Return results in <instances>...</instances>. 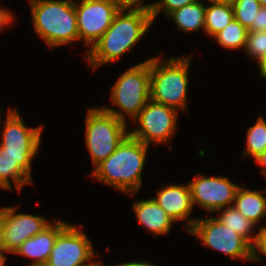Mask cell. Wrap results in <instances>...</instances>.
Here are the masks:
<instances>
[{"instance_id":"cell-17","label":"cell","mask_w":266,"mask_h":266,"mask_svg":"<svg viewBox=\"0 0 266 266\" xmlns=\"http://www.w3.org/2000/svg\"><path fill=\"white\" fill-rule=\"evenodd\" d=\"M33 159L34 157L0 156V185L4 190H13L10 178L19 193L26 184H32Z\"/></svg>"},{"instance_id":"cell-36","label":"cell","mask_w":266,"mask_h":266,"mask_svg":"<svg viewBox=\"0 0 266 266\" xmlns=\"http://www.w3.org/2000/svg\"><path fill=\"white\" fill-rule=\"evenodd\" d=\"M87 266H105V265H102L100 262H92L91 264Z\"/></svg>"},{"instance_id":"cell-4","label":"cell","mask_w":266,"mask_h":266,"mask_svg":"<svg viewBox=\"0 0 266 266\" xmlns=\"http://www.w3.org/2000/svg\"><path fill=\"white\" fill-rule=\"evenodd\" d=\"M191 57L150 58V99L176 110H187L188 70Z\"/></svg>"},{"instance_id":"cell-24","label":"cell","mask_w":266,"mask_h":266,"mask_svg":"<svg viewBox=\"0 0 266 266\" xmlns=\"http://www.w3.org/2000/svg\"><path fill=\"white\" fill-rule=\"evenodd\" d=\"M234 18L247 30L255 22L261 4L258 0H233Z\"/></svg>"},{"instance_id":"cell-38","label":"cell","mask_w":266,"mask_h":266,"mask_svg":"<svg viewBox=\"0 0 266 266\" xmlns=\"http://www.w3.org/2000/svg\"><path fill=\"white\" fill-rule=\"evenodd\" d=\"M31 266H48L47 264H36V265H31Z\"/></svg>"},{"instance_id":"cell-23","label":"cell","mask_w":266,"mask_h":266,"mask_svg":"<svg viewBox=\"0 0 266 266\" xmlns=\"http://www.w3.org/2000/svg\"><path fill=\"white\" fill-rule=\"evenodd\" d=\"M246 150L243 151V158L251 156L255 159L266 150V121L259 116L252 126L247 129Z\"/></svg>"},{"instance_id":"cell-2","label":"cell","mask_w":266,"mask_h":266,"mask_svg":"<svg viewBox=\"0 0 266 266\" xmlns=\"http://www.w3.org/2000/svg\"><path fill=\"white\" fill-rule=\"evenodd\" d=\"M148 147L128 135L111 155L93 168L90 176L133 197L142 186Z\"/></svg>"},{"instance_id":"cell-21","label":"cell","mask_w":266,"mask_h":266,"mask_svg":"<svg viewBox=\"0 0 266 266\" xmlns=\"http://www.w3.org/2000/svg\"><path fill=\"white\" fill-rule=\"evenodd\" d=\"M234 19L232 4L206 5L204 33L213 38Z\"/></svg>"},{"instance_id":"cell-19","label":"cell","mask_w":266,"mask_h":266,"mask_svg":"<svg viewBox=\"0 0 266 266\" xmlns=\"http://www.w3.org/2000/svg\"><path fill=\"white\" fill-rule=\"evenodd\" d=\"M206 5L201 0L187 4L171 12L167 18L173 19L177 28L184 32H197L201 28L204 32Z\"/></svg>"},{"instance_id":"cell-25","label":"cell","mask_w":266,"mask_h":266,"mask_svg":"<svg viewBox=\"0 0 266 266\" xmlns=\"http://www.w3.org/2000/svg\"><path fill=\"white\" fill-rule=\"evenodd\" d=\"M244 51L256 62L266 57V31H248Z\"/></svg>"},{"instance_id":"cell-22","label":"cell","mask_w":266,"mask_h":266,"mask_svg":"<svg viewBox=\"0 0 266 266\" xmlns=\"http://www.w3.org/2000/svg\"><path fill=\"white\" fill-rule=\"evenodd\" d=\"M248 30L242 26L235 18L213 38L223 48L236 50L245 49Z\"/></svg>"},{"instance_id":"cell-6","label":"cell","mask_w":266,"mask_h":266,"mask_svg":"<svg viewBox=\"0 0 266 266\" xmlns=\"http://www.w3.org/2000/svg\"><path fill=\"white\" fill-rule=\"evenodd\" d=\"M85 124V144L94 168L129 135L127 122L117 119L101 107L88 108Z\"/></svg>"},{"instance_id":"cell-11","label":"cell","mask_w":266,"mask_h":266,"mask_svg":"<svg viewBox=\"0 0 266 266\" xmlns=\"http://www.w3.org/2000/svg\"><path fill=\"white\" fill-rule=\"evenodd\" d=\"M80 229L68 224L57 235L46 263L48 266H87L93 262L96 257L93 244Z\"/></svg>"},{"instance_id":"cell-32","label":"cell","mask_w":266,"mask_h":266,"mask_svg":"<svg viewBox=\"0 0 266 266\" xmlns=\"http://www.w3.org/2000/svg\"><path fill=\"white\" fill-rule=\"evenodd\" d=\"M107 266V265H105ZM115 266H155L154 264H152L151 262L148 261H130V262H123V263H119Z\"/></svg>"},{"instance_id":"cell-33","label":"cell","mask_w":266,"mask_h":266,"mask_svg":"<svg viewBox=\"0 0 266 266\" xmlns=\"http://www.w3.org/2000/svg\"><path fill=\"white\" fill-rule=\"evenodd\" d=\"M258 64V67H259V72H260V75L263 77V78H266V57H263L261 60H259L257 62Z\"/></svg>"},{"instance_id":"cell-29","label":"cell","mask_w":266,"mask_h":266,"mask_svg":"<svg viewBox=\"0 0 266 266\" xmlns=\"http://www.w3.org/2000/svg\"><path fill=\"white\" fill-rule=\"evenodd\" d=\"M248 31H266V6H261Z\"/></svg>"},{"instance_id":"cell-3","label":"cell","mask_w":266,"mask_h":266,"mask_svg":"<svg viewBox=\"0 0 266 266\" xmlns=\"http://www.w3.org/2000/svg\"><path fill=\"white\" fill-rule=\"evenodd\" d=\"M33 27L50 48L79 41L74 0H29Z\"/></svg>"},{"instance_id":"cell-8","label":"cell","mask_w":266,"mask_h":266,"mask_svg":"<svg viewBox=\"0 0 266 266\" xmlns=\"http://www.w3.org/2000/svg\"><path fill=\"white\" fill-rule=\"evenodd\" d=\"M178 114V110L149 99L133 120L139 127L129 130V135L148 146L151 142L167 144L176 133Z\"/></svg>"},{"instance_id":"cell-20","label":"cell","mask_w":266,"mask_h":266,"mask_svg":"<svg viewBox=\"0 0 266 266\" xmlns=\"http://www.w3.org/2000/svg\"><path fill=\"white\" fill-rule=\"evenodd\" d=\"M220 211L219 219L226 227L241 235L251 246L255 243L256 234L253 236L256 225L244 217L234 206L226 207Z\"/></svg>"},{"instance_id":"cell-16","label":"cell","mask_w":266,"mask_h":266,"mask_svg":"<svg viewBox=\"0 0 266 266\" xmlns=\"http://www.w3.org/2000/svg\"><path fill=\"white\" fill-rule=\"evenodd\" d=\"M132 210L138 222L154 236L169 234L175 223L153 198L134 201Z\"/></svg>"},{"instance_id":"cell-9","label":"cell","mask_w":266,"mask_h":266,"mask_svg":"<svg viewBox=\"0 0 266 266\" xmlns=\"http://www.w3.org/2000/svg\"><path fill=\"white\" fill-rule=\"evenodd\" d=\"M8 108L0 142V156L35 157L40 149L44 125L26 126L20 113Z\"/></svg>"},{"instance_id":"cell-35","label":"cell","mask_w":266,"mask_h":266,"mask_svg":"<svg viewBox=\"0 0 266 266\" xmlns=\"http://www.w3.org/2000/svg\"><path fill=\"white\" fill-rule=\"evenodd\" d=\"M3 253H5V252H3L2 250L0 251V266H5L4 264H5V261H6V256H5V254H3Z\"/></svg>"},{"instance_id":"cell-7","label":"cell","mask_w":266,"mask_h":266,"mask_svg":"<svg viewBox=\"0 0 266 266\" xmlns=\"http://www.w3.org/2000/svg\"><path fill=\"white\" fill-rule=\"evenodd\" d=\"M188 233L203 245L226 254L230 259L252 261V246L216 217L197 218Z\"/></svg>"},{"instance_id":"cell-1","label":"cell","mask_w":266,"mask_h":266,"mask_svg":"<svg viewBox=\"0 0 266 266\" xmlns=\"http://www.w3.org/2000/svg\"><path fill=\"white\" fill-rule=\"evenodd\" d=\"M153 18L151 12L140 10H119L112 24L101 38L85 53V61L93 69L117 61L143 39Z\"/></svg>"},{"instance_id":"cell-27","label":"cell","mask_w":266,"mask_h":266,"mask_svg":"<svg viewBox=\"0 0 266 266\" xmlns=\"http://www.w3.org/2000/svg\"><path fill=\"white\" fill-rule=\"evenodd\" d=\"M266 257V226H261L256 234L255 243L252 246V262L260 261V254Z\"/></svg>"},{"instance_id":"cell-18","label":"cell","mask_w":266,"mask_h":266,"mask_svg":"<svg viewBox=\"0 0 266 266\" xmlns=\"http://www.w3.org/2000/svg\"><path fill=\"white\" fill-rule=\"evenodd\" d=\"M266 189L250 190L240 186L236 192L233 206L249 221L258 225L266 216Z\"/></svg>"},{"instance_id":"cell-30","label":"cell","mask_w":266,"mask_h":266,"mask_svg":"<svg viewBox=\"0 0 266 266\" xmlns=\"http://www.w3.org/2000/svg\"><path fill=\"white\" fill-rule=\"evenodd\" d=\"M14 17L15 16L12 12H10V10L0 7V32L4 29V27L7 29V26H10Z\"/></svg>"},{"instance_id":"cell-28","label":"cell","mask_w":266,"mask_h":266,"mask_svg":"<svg viewBox=\"0 0 266 266\" xmlns=\"http://www.w3.org/2000/svg\"><path fill=\"white\" fill-rule=\"evenodd\" d=\"M112 1L119 10H140L151 12L153 3L143 4V0H110Z\"/></svg>"},{"instance_id":"cell-5","label":"cell","mask_w":266,"mask_h":266,"mask_svg":"<svg viewBox=\"0 0 266 266\" xmlns=\"http://www.w3.org/2000/svg\"><path fill=\"white\" fill-rule=\"evenodd\" d=\"M110 94V101L119 110L102 108L124 122H127L126 115L133 121L150 99V58L119 76Z\"/></svg>"},{"instance_id":"cell-34","label":"cell","mask_w":266,"mask_h":266,"mask_svg":"<svg viewBox=\"0 0 266 266\" xmlns=\"http://www.w3.org/2000/svg\"><path fill=\"white\" fill-rule=\"evenodd\" d=\"M203 2V0H201ZM211 4H232L233 0H206Z\"/></svg>"},{"instance_id":"cell-39","label":"cell","mask_w":266,"mask_h":266,"mask_svg":"<svg viewBox=\"0 0 266 266\" xmlns=\"http://www.w3.org/2000/svg\"><path fill=\"white\" fill-rule=\"evenodd\" d=\"M2 110H3V109L0 107V119H1V115H2V114H1V113H2ZM0 121H1V120H0ZM0 124H1V123H0ZM0 127H1V126H0ZM0 131H2V130L0 129Z\"/></svg>"},{"instance_id":"cell-12","label":"cell","mask_w":266,"mask_h":266,"mask_svg":"<svg viewBox=\"0 0 266 266\" xmlns=\"http://www.w3.org/2000/svg\"><path fill=\"white\" fill-rule=\"evenodd\" d=\"M79 41L93 46L112 24L118 7L110 0H81L75 2Z\"/></svg>"},{"instance_id":"cell-31","label":"cell","mask_w":266,"mask_h":266,"mask_svg":"<svg viewBox=\"0 0 266 266\" xmlns=\"http://www.w3.org/2000/svg\"><path fill=\"white\" fill-rule=\"evenodd\" d=\"M256 163L261 166L262 168V175L265 177L266 179V150L261 153L259 156H257L255 159Z\"/></svg>"},{"instance_id":"cell-37","label":"cell","mask_w":266,"mask_h":266,"mask_svg":"<svg viewBox=\"0 0 266 266\" xmlns=\"http://www.w3.org/2000/svg\"><path fill=\"white\" fill-rule=\"evenodd\" d=\"M261 6H266V0H258Z\"/></svg>"},{"instance_id":"cell-26","label":"cell","mask_w":266,"mask_h":266,"mask_svg":"<svg viewBox=\"0 0 266 266\" xmlns=\"http://www.w3.org/2000/svg\"><path fill=\"white\" fill-rule=\"evenodd\" d=\"M199 0H159L153 2V7L151 11V15L153 18V22L155 18L163 11L165 16H168L171 12L182 8L187 4H193Z\"/></svg>"},{"instance_id":"cell-15","label":"cell","mask_w":266,"mask_h":266,"mask_svg":"<svg viewBox=\"0 0 266 266\" xmlns=\"http://www.w3.org/2000/svg\"><path fill=\"white\" fill-rule=\"evenodd\" d=\"M67 225L68 224L63 220H53L42 232L24 241L14 254L32 259L29 266L46 264L57 235Z\"/></svg>"},{"instance_id":"cell-14","label":"cell","mask_w":266,"mask_h":266,"mask_svg":"<svg viewBox=\"0 0 266 266\" xmlns=\"http://www.w3.org/2000/svg\"><path fill=\"white\" fill-rule=\"evenodd\" d=\"M153 199L162 207L167 215L174 221H183L186 224L185 230L188 232L196 219H191L193 205L188 183L185 185L166 184L157 191V196ZM185 220V221H184Z\"/></svg>"},{"instance_id":"cell-10","label":"cell","mask_w":266,"mask_h":266,"mask_svg":"<svg viewBox=\"0 0 266 266\" xmlns=\"http://www.w3.org/2000/svg\"><path fill=\"white\" fill-rule=\"evenodd\" d=\"M0 208L1 250L13 253L21 244L42 232L51 223L44 216L16 213L18 206Z\"/></svg>"},{"instance_id":"cell-13","label":"cell","mask_w":266,"mask_h":266,"mask_svg":"<svg viewBox=\"0 0 266 266\" xmlns=\"http://www.w3.org/2000/svg\"><path fill=\"white\" fill-rule=\"evenodd\" d=\"M191 201L211 214L218 210L233 206L236 192L240 185L230 181L228 177L196 175L188 181ZM232 204V205H231Z\"/></svg>"}]
</instances>
